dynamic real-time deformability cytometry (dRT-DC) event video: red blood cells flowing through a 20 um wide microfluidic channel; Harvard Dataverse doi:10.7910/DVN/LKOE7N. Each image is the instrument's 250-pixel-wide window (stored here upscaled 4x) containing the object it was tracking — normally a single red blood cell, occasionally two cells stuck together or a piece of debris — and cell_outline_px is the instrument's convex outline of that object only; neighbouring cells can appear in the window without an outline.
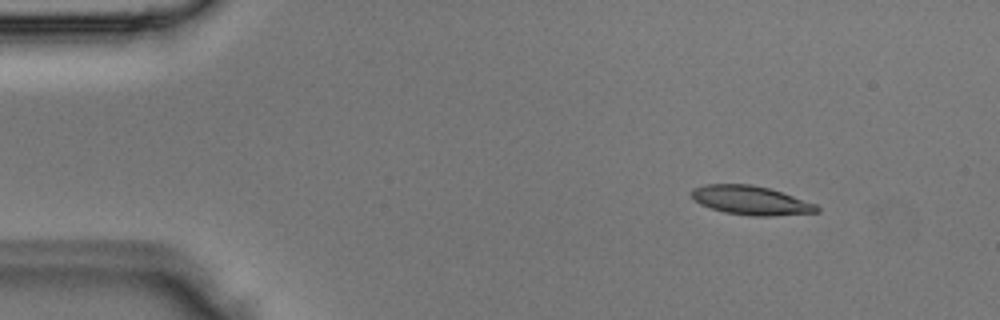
{"species": "Egyptian fruit bat (a non-hibernating species)", "species_latin": "Rousettus aegyptiacus", "temperature_condition": "room temperature", "stored_images_in_passage": 4, "camera_frame_rate_fps": 3000, "um_per_image_px": 0.085, "animal": {"sex": "male"}, "frame": {"image": 1, "passage_image": 1, "time_ms": 0.0, "image_size_px": [1000, 320], "cell_outline_px": [[820, 212], [776, 216], [752, 216], [724, 212], [700, 204], [692, 196], [692, 188], [704, 184], [752, 184], [768, 188], [816, 204], [820, 208]], "centroid_in_image_um": [63.83, 17.03], "position_along_channel_um": 21.2, "area_um2": 21.04}}
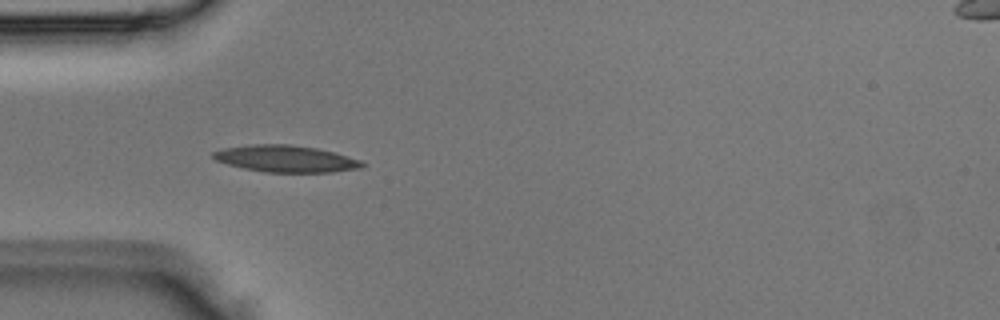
{"frame": {"image": 2, "passage_image": 3, "time_ms": 0.667, "image_size_px": [1000, 320], "cell_outline_px": [[364, 168], [332, 172], [264, 172], [244, 168], [228, 164], [216, 160], [212, 156], [212, 152], [220, 148], [252, 144], [292, 144], [316, 148], [364, 160]], "centroid_in_image_um": [24.31, 13.49], "position_along_channel_um": 60.7, "area_um2": 23.41}}
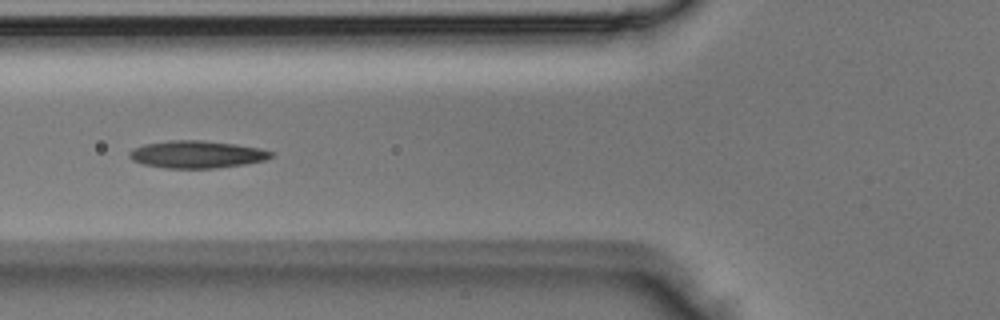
{"frame": {"image": 3, "passage_image": 4, "time_ms": 1.0, "image_size_px": [1000, 320], "cell_outline_px": [[272, 156], [264, 160], [244, 164], [216, 168], [164, 168], [144, 164], [132, 160], [128, 156], [128, 152], [132, 148], [144, 144], [168, 140], [204, 140], [236, 144], [260, 148], [272, 152]], "centroid_in_image_um": [16.68, 13.11], "position_along_channel_um": 109.1, "area_um2": 22.66}}